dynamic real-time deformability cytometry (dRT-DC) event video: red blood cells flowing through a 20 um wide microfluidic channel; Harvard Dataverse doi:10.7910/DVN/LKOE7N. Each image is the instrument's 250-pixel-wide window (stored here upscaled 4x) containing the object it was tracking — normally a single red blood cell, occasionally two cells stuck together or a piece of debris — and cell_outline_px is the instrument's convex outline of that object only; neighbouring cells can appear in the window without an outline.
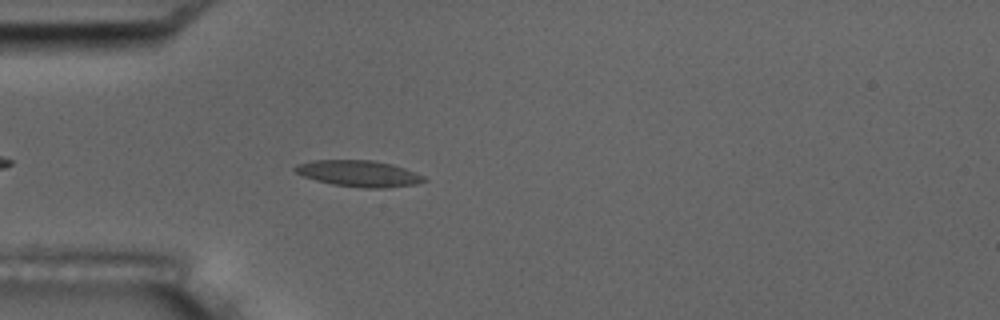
{"species": "common noctule bat (a hibernating species)", "species_latin": "Nyctalus noctula", "temperature_condition": "room temperature", "stored_images_in_passage": 3, "camera_frame_rate_fps": 3000, "um_per_image_px": 0.085, "animal": {"sex": "male", "body_mass_g": 17.5, "forearm_length_mm": 52.3}, "frame": {"image": 1, "passage_image": 3, "time_ms": 3.0, "image_size_px": [1000, 320], "cell_outline_px": [[428, 180], [416, 184], [388, 188], [364, 188], [332, 184], [316, 180], [304, 176], [296, 172], [292, 168], [296, 164], [312, 160], [372, 160], [392, 164], [404, 168], [424, 176]], "centroid_in_image_um": [30.5, 14.75], "position_along_channel_um": 54.5, "area_um2": 19.77}}